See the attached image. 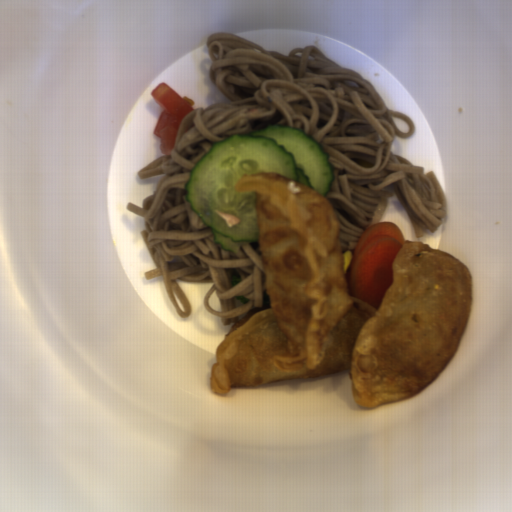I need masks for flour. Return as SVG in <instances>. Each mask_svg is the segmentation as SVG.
<instances>
[{"label":"flour","instance_id":"c2a2500e","mask_svg":"<svg viewBox=\"0 0 512 512\" xmlns=\"http://www.w3.org/2000/svg\"><path fill=\"white\" fill-rule=\"evenodd\" d=\"M269 304L253 307L215 348L211 392L349 372L364 409L411 399L452 360L468 324L464 262L405 240L378 310L349 292L340 225L327 197L281 173L250 172Z\"/></svg>","mask_w":512,"mask_h":512}]
</instances>
